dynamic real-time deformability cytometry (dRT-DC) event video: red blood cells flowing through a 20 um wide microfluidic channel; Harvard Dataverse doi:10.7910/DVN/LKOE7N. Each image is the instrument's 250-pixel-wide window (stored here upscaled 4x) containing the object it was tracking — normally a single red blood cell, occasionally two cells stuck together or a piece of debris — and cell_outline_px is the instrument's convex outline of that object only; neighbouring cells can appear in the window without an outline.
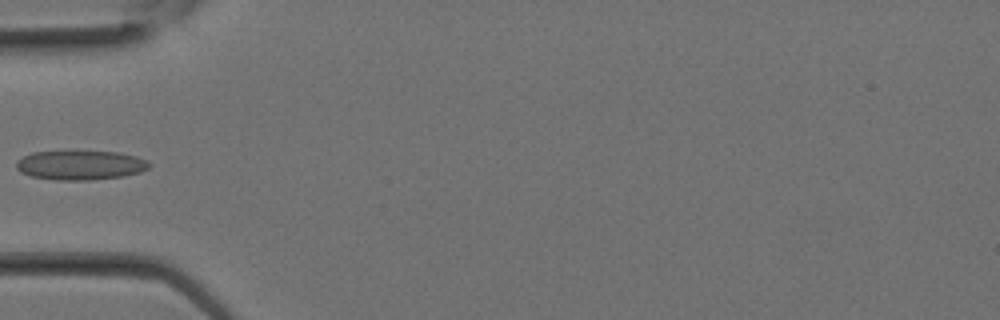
{"species": "Egyptian fruit bat (a non-hibernating species)", "species_latin": "Rousettus aegyptiacus", "temperature_condition": "room temperature", "stored_images_in_passage": 9, "camera_frame_rate_fps": 3000, "um_per_image_px": 0.085, "animal": {"sex": "female"}, "frame": {"image": 1, "passage_image": 3, "time_ms": 0.667, "image_size_px": [1000, 320], "cell_outline_px": [[148, 168], [140, 172], [124, 176], [88, 180], [56, 180], [32, 176], [20, 172], [16, 168], [16, 160], [32, 152], [120, 152], [136, 156], [148, 160]], "centroid_in_image_um": [6.82, 14.04], "position_along_channel_um": 78.2, "area_um2": 22.54}}
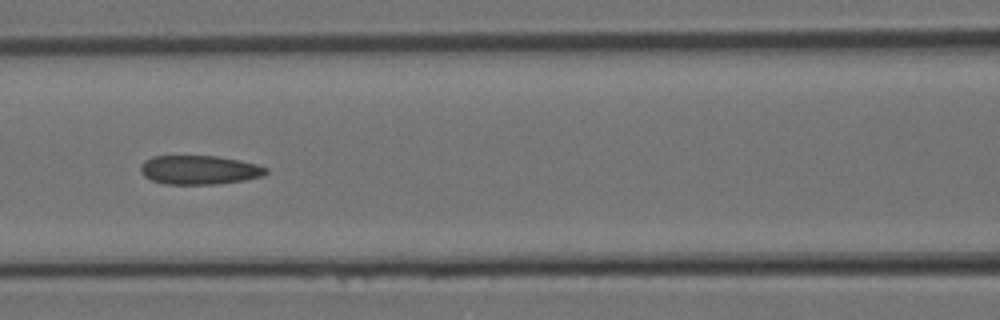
{"frame": {"image": 2, "passage_image": 6, "time_ms": 1.667, "image_size_px": [1000, 320], "cell_outline_px": [[268, 172], [264, 176], [244, 180], [216, 184], [164, 184], [152, 180], [144, 176], [140, 172], [140, 164], [144, 160], [152, 156], [216, 156], [240, 160], [256, 164], [268, 168]], "centroid_in_image_um": [16.93, 14.44], "position_along_channel_um": 149.7, "area_um2": 21.33}}
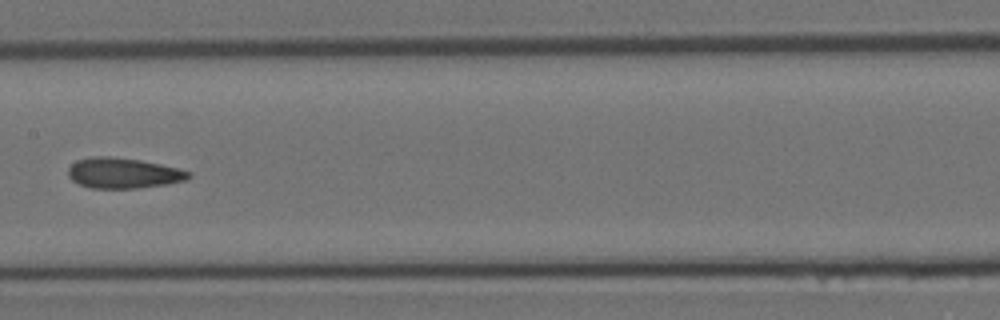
{"frame": {"image": 3, "passage_image": 8, "time_ms": 2.333, "image_size_px": [1000, 320], "cell_outline_px": [[192, 176], [188, 180], [168, 184], [136, 188], [92, 188], [80, 184], [72, 180], [68, 176], [68, 168], [76, 160], [92, 156], [108, 156], [140, 160], [160, 164], [192, 172]], "centroid_in_image_um": [10.49, 14.71], "position_along_channel_um": 196.9, "area_um2": 21.44}}